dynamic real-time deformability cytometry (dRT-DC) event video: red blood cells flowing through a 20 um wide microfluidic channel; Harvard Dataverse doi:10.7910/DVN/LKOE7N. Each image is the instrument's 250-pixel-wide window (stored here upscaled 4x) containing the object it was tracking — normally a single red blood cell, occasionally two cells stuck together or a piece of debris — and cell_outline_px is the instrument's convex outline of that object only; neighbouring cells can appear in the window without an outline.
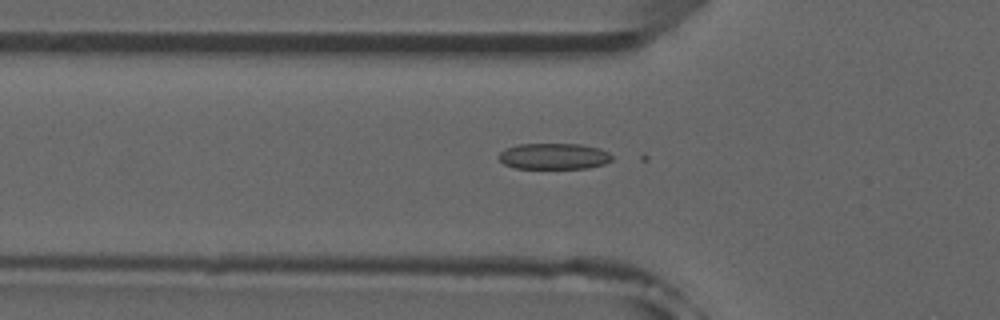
{"species": "common noctule bat (a hibernating species)", "species_latin": "Nyctalus noctula", "temperature_condition": "room temperature", "stored_images_in_passage": 47, "camera_frame_rate_fps": 3000, "um_per_image_px": 0.085, "animal": {"sex": "male", "forearm_length_mm": 52.5}, "frame": {"image": 1, "passage_image": 18, "time_ms": 5.667, "image_size_px": [1000, 320], "cell_outline_px": [[612, 160], [604, 164], [588, 168], [516, 168], [504, 164], [500, 160], [500, 152], [508, 148], [520, 144], [580, 144], [600, 148], [608, 152], [612, 156]], "centroid_in_image_um": [47.12, 13.28], "position_along_channel_um": 78.7, "area_um2": 17.05}}